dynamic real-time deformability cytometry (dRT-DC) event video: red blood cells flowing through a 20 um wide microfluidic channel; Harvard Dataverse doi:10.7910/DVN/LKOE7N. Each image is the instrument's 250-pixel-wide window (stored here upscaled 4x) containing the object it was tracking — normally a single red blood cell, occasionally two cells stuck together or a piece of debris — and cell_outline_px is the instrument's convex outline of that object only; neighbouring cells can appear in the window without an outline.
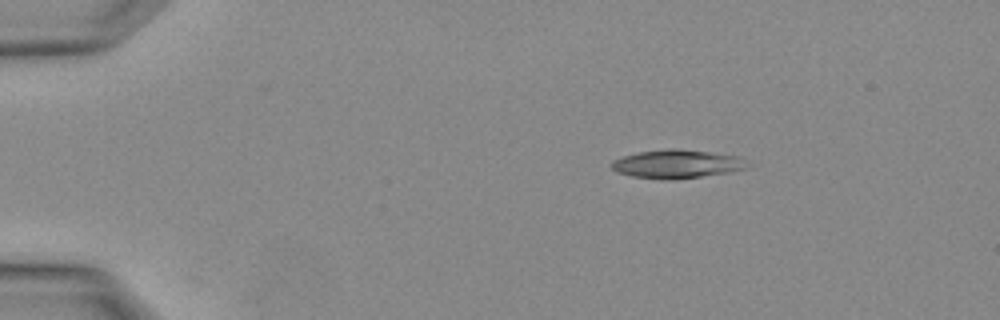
{"species": "Egyptian fruit bat (a non-hibernating species)", "species_latin": "Rousettus aegyptiacus", "temperature_condition": "warm", "stored_images_in_passage": 4, "camera_frame_rate_fps": 3000, "um_per_image_px": 0.085, "animal": {"sex": "female"}, "frame": {"image": 1, "passage_image": 4, "time_ms": 1.0, "image_size_px": [1000, 320], "cell_outline_px": [[752, 164], [748, 168], [732, 172], [676, 180], [660, 180], [632, 176], [616, 172], [612, 168], [612, 160], [620, 156], [636, 152], [668, 148], [680, 148], [740, 156]], "centroid_in_image_um": [57.57, 13.94], "position_along_channel_um": 27.4, "area_um2": 23.29}}